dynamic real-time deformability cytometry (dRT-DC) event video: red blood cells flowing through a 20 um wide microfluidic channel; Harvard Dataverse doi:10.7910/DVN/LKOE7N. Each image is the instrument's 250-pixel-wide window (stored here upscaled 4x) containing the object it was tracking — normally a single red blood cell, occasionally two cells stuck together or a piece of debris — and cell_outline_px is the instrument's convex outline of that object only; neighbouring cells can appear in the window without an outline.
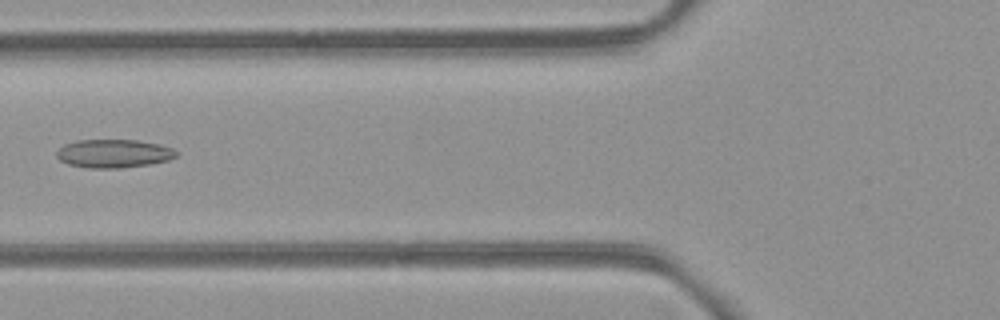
{"species": "common noctule bat (a hibernating species)", "species_latin": "Nyctalus noctula", "temperature_condition": "room temperature", "stored_images_in_passage": 5, "camera_frame_rate_fps": 3000, "um_per_image_px": 0.085, "animal": {"sex": "female", "body_mass_g": 21.9}, "frame": {"image": 1, "passage_image": 5, "time_ms": 4.667, "image_size_px": [1000, 320], "cell_outline_px": [[176, 156], [168, 160], [148, 164], [120, 168], [88, 168], [68, 164], [60, 160], [56, 156], [56, 152], [64, 144], [76, 140], [136, 140], [160, 144], [172, 148], [176, 152]], "centroid_in_image_um": [9.63, 13.04], "position_along_channel_um": 116.2, "area_um2": 19.71}}